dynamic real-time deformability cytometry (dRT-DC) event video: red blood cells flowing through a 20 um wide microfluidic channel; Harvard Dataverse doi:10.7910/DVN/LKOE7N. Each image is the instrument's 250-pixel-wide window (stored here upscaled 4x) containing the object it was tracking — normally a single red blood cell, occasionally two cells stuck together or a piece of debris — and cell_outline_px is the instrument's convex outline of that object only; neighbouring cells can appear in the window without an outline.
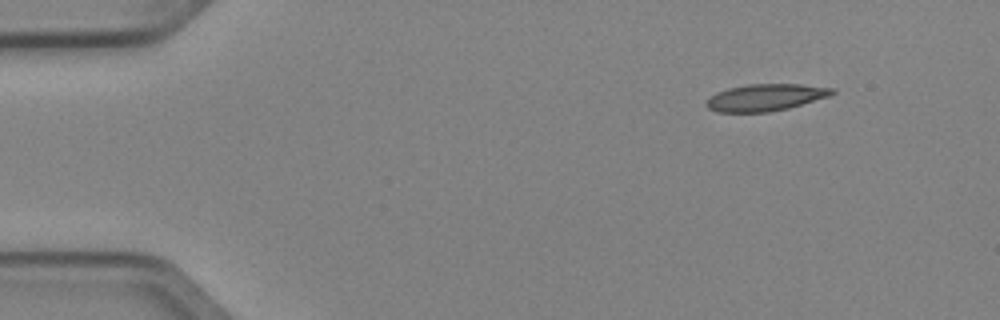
{"species": "Egyptian fruit bat (a non-hibernating species)", "species_latin": "Rousettus aegyptiacus", "temperature_condition": "cold", "stored_images_in_passage": 2, "camera_frame_rate_fps": 3000, "um_per_image_px": 0.085, "animal": {"sex": "female"}, "frame": {"image": 1, "passage_image": 2, "time_ms": 0.333, "image_size_px": [1000, 320], "cell_outline_px": [[836, 92], [828, 96], [788, 108], [768, 112], [716, 112], [708, 108], [704, 104], [704, 100], [716, 92], [728, 88], [748, 84], [800, 84], [832, 88]], "centroid_in_image_um": [64.99, 8.28], "position_along_channel_um": 20.0, "area_um2": 19.71}}